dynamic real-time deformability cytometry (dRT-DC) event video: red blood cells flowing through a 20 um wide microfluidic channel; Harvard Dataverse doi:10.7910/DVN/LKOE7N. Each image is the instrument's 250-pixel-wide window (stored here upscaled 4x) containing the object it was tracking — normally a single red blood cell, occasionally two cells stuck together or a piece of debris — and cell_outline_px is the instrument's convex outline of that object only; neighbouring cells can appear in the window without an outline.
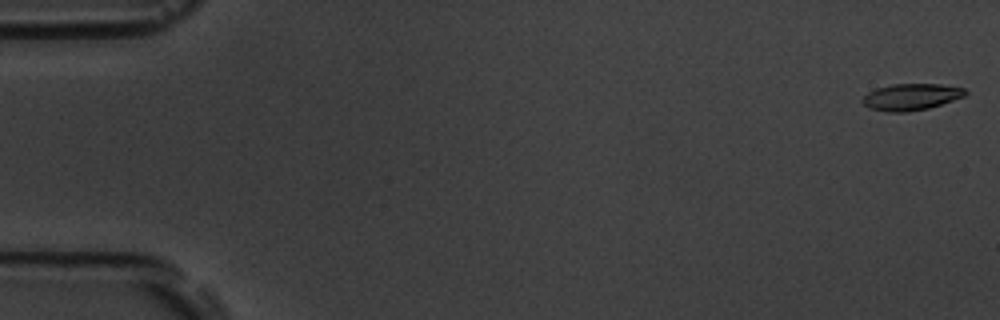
{"species": "common noctule bat (a hibernating species)", "species_latin": "Nyctalus noctula", "temperature_condition": "room temperature", "stored_images_in_passage": 54, "camera_frame_rate_fps": 3000, "um_per_image_px": 0.085, "animal": {"sex": "male", "body_mass_g": 19.5, "forearm_length_mm": 54.6}, "frame": {"image": 1, "passage_image": 1, "time_ms": 0.0, "image_size_px": [1000, 320], "cell_outline_px": [[968, 92], [964, 96], [928, 108], [904, 112], [888, 112], [868, 108], [860, 100], [868, 92], [876, 88], [892, 84], [940, 84], [964, 88]], "centroid_in_image_um": [77.4, 8.23], "position_along_channel_um": 7.6, "area_um2": 15.84}}
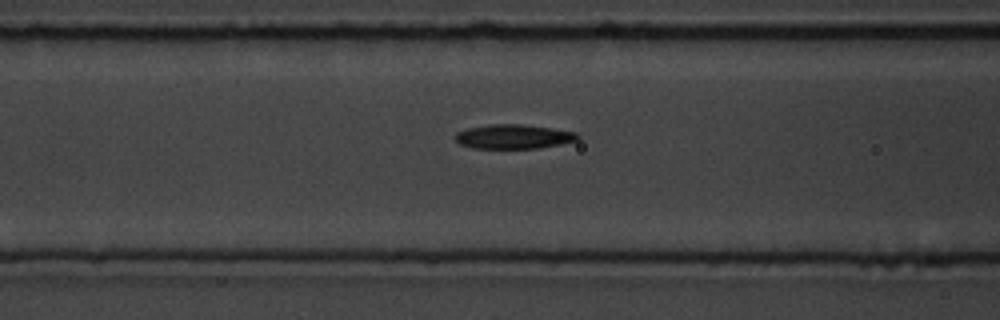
{"frame": {"image": 2, "passage_image": 22, "time_ms": 7.0, "image_size_px": [1000, 320], "cell_outline_px": [[580, 136], [576, 140], [560, 144], [536, 148], [472, 148], [460, 144], [456, 140], [456, 132], [468, 128], [488, 124], [520, 124], [552, 128], [576, 132]], "centroid_in_image_um": [43.63, 11.6], "position_along_channel_um": 123.0, "area_um2": 17.22}}
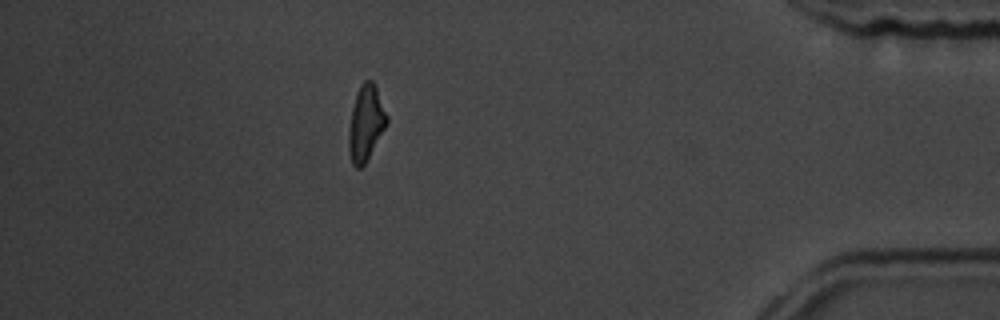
{"frame": {"image": 3, "passage_image": 48, "time_ms": 15.667, "image_size_px": [1000, 320], "cell_outline_px": [[388, 124], [364, 164], [360, 168], [356, 168], [352, 164], [348, 148], [348, 132], [352, 108], [356, 92], [360, 84], [364, 80], [372, 80], [376, 84], [388, 116]], "centroid_in_image_um": [31.1, 10.42], "position_along_channel_um": 404.1, "area_um2": 16.99}, "authors_computed_cell_mechanics": {"area_um2": 16.9932, "velocity_mm_per_s": 3.773, "shape_relaxation_time_tau1_ms": 3.5974, "shape_relaxation_time_tau2_ms": 3.5736, "deformation_change_tau1": 0.1835, "deformation_change_tau2": 0.1327}}